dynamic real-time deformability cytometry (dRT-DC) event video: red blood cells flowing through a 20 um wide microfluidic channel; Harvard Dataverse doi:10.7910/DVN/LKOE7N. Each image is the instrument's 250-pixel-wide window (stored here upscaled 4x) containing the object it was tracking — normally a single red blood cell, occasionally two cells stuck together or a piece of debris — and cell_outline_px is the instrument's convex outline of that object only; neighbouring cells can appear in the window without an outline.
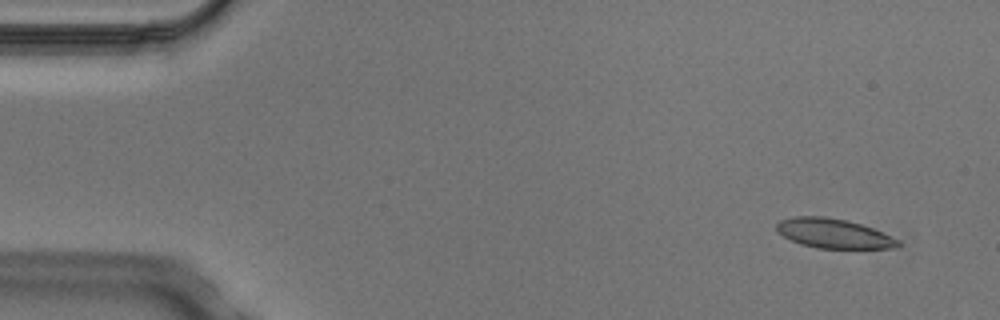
{"species": "Egyptian fruit bat (a non-hibernating species)", "species_latin": "Rousettus aegyptiacus", "temperature_condition": "cold", "stored_images_in_passage": 5, "segment_of_instrument_passage": [1, 2], "camera_frame_rate_fps": 3000, "um_per_image_px": 0.085, "animal": {"sex": "male"}, "frame": {"image": 1, "passage_image": 1, "time_ms": 0.0, "image_size_px": [1000, 320], "cell_outline_px": [[900, 244], [896, 248], [816, 248], [800, 244], [784, 236], [776, 228], [776, 224], [780, 220], [792, 216], [824, 216], [848, 220], [872, 228], [900, 240]], "centroid_in_image_um": [70.85, 19.83], "position_along_channel_um": 14.1, "area_um2": 20.81}}